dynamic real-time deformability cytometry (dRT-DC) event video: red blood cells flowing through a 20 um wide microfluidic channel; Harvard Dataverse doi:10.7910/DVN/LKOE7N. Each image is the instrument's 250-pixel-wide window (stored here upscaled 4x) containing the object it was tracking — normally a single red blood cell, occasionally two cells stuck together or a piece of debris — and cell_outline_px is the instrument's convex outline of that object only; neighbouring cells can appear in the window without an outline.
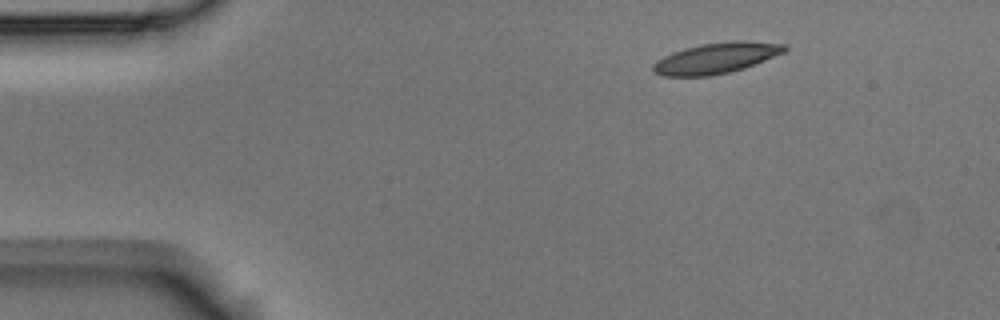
{"species": "Egyptian fruit bat (a non-hibernating species)", "species_latin": "Rousettus aegyptiacus", "temperature_condition": "room temperature", "stored_images_in_passage": 3, "camera_frame_rate_fps": 3000, "um_per_image_px": 0.085, "animal": {"sex": "male"}, "frame": {"image": 1, "passage_image": 1, "time_ms": 0.0, "image_size_px": [1000, 320], "cell_outline_px": [[788, 48], [784, 52], [744, 68], [732, 72], [712, 76], [664, 76], [652, 72], [652, 64], [656, 60], [672, 52], [704, 44], [736, 40], [740, 40], [788, 44]], "centroid_in_image_um": [60.87, 4.95], "position_along_channel_um": 24.1, "area_um2": 23.52}}